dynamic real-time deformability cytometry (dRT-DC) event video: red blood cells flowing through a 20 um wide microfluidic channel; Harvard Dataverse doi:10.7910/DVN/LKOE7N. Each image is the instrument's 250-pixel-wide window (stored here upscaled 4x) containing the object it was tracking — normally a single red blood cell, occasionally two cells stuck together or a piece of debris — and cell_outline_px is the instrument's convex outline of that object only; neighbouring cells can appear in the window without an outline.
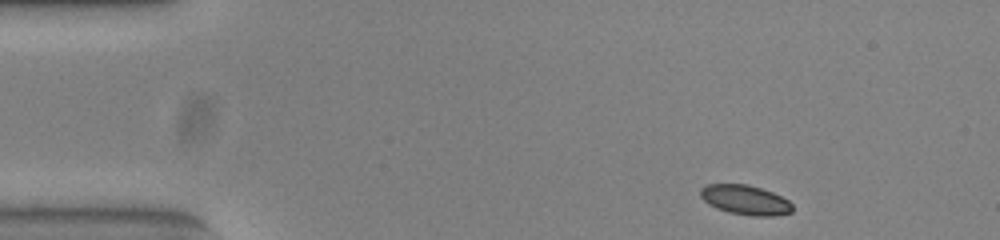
{"species": "common noctule bat (a hibernating species)", "species_latin": "Nyctalus noctula", "temperature_condition": "warm", "stored_images_in_passage": 48, "camera_frame_rate_fps": 3000, "um_per_image_px": 0.085, "animal": {"sex": "female", "body_mass_g": 23.0, "forearm_length_mm": 53.4}, "frame": {"image": 1, "passage_image": 1, "time_ms": 0.0, "image_size_px": [1000, 240], "cell_outline_px": [[792, 212], [772, 216], [752, 216], [728, 212], [716, 208], [708, 204], [700, 196], [700, 188], [708, 184], [748, 184], [772, 192], [788, 200], [792, 204]], "centroid_in_image_um": [63.33, 16.99], "position_along_channel_um": 21.7, "area_um2": 15.9}}
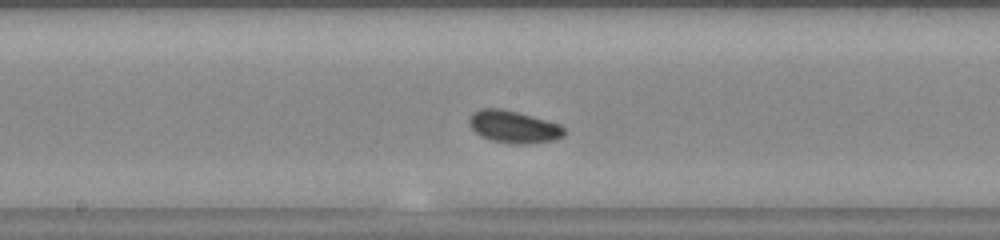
{"frame": {"image": 2, "passage_image": 22, "time_ms": 7.0, "image_size_px": [1000, 240], "cell_outline_px": [[564, 136], [556, 140], [524, 144], [516, 144], [492, 140], [480, 136], [468, 124], [468, 120], [472, 112], [480, 108], [500, 108], [532, 116], [560, 124], [564, 128]], "centroid_in_image_um": [43.64, 10.77], "position_along_channel_um": 204.6, "area_um2": 17.86}}
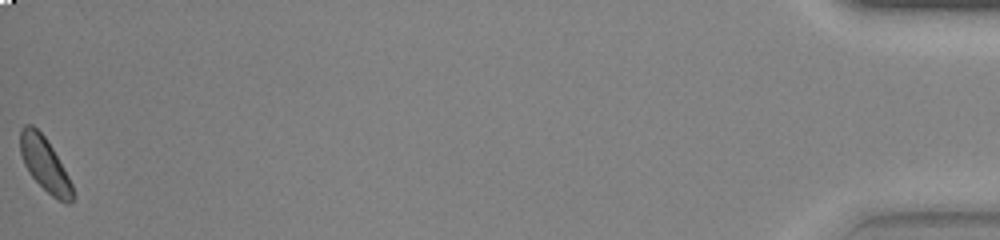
{"frame": {"image": 3, "passage_image": 48, "time_ms": 15.667, "image_size_px": [1000, 240], "cell_outline_px": [[72, 204], [64, 204], [52, 196], [32, 176], [24, 164], [20, 152], [20, 128], [24, 124], [32, 124], [44, 136], [52, 148], [68, 176], [72, 184]], "centroid_in_image_um": [3.79, 13.95], "position_along_channel_um": 431.4, "area_um2": 16.18}}